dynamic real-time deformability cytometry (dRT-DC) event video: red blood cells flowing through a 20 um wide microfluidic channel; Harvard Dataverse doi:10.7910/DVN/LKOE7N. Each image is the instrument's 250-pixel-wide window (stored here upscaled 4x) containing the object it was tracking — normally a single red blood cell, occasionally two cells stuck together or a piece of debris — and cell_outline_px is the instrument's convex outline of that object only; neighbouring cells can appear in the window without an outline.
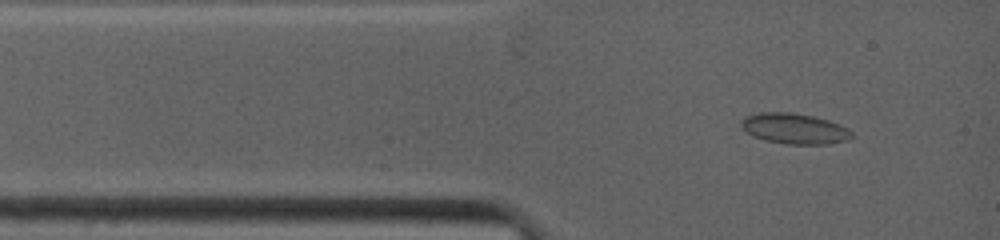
{"species": "common noctule bat (a hibernating species)", "species_latin": "Nyctalus noctula", "temperature_condition": "warm", "stored_images_in_passage": 5, "camera_frame_rate_fps": 4500, "um_per_image_px": 0.085, "animal": {"sex": "female", "body_mass_g": 19.0, "forearm_length_mm": 53.3}, "frame": {"image": 1, "passage_image": 2, "time_ms": 0.667, "image_size_px": [1000, 240], "cell_outline_px": [[852, 136], [848, 140], [828, 144], [788, 144], [768, 140], [752, 136], [740, 124], [740, 120], [744, 116], [760, 112], [792, 112], [812, 116], [828, 120], [840, 124], [848, 128], [852, 132]], "centroid_in_image_um": [67.53, 10.92], "position_along_channel_um": 17.5, "area_um2": 19.65}}
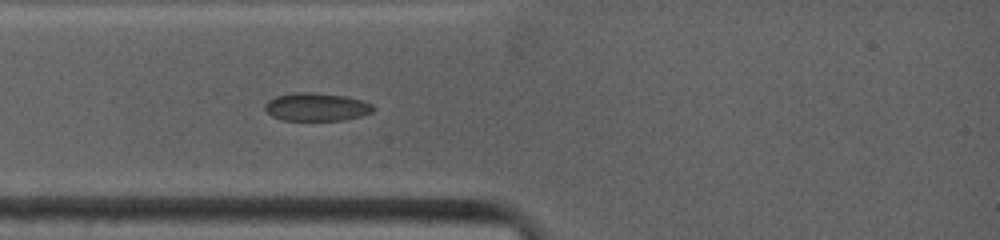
{"frame": {"image": 2, "passage_image": 5, "time_ms": 2.222, "image_size_px": [1000, 240], "cell_outline_px": [[376, 108], [372, 112], [360, 116], [344, 120], [280, 120], [272, 116], [264, 108], [264, 104], [268, 100], [276, 96], [292, 92], [316, 92], [344, 96], [360, 100], [372, 104]], "centroid_in_image_um": [26.88, 9.08], "position_along_channel_um": 58.1, "area_um2": 17.8}}